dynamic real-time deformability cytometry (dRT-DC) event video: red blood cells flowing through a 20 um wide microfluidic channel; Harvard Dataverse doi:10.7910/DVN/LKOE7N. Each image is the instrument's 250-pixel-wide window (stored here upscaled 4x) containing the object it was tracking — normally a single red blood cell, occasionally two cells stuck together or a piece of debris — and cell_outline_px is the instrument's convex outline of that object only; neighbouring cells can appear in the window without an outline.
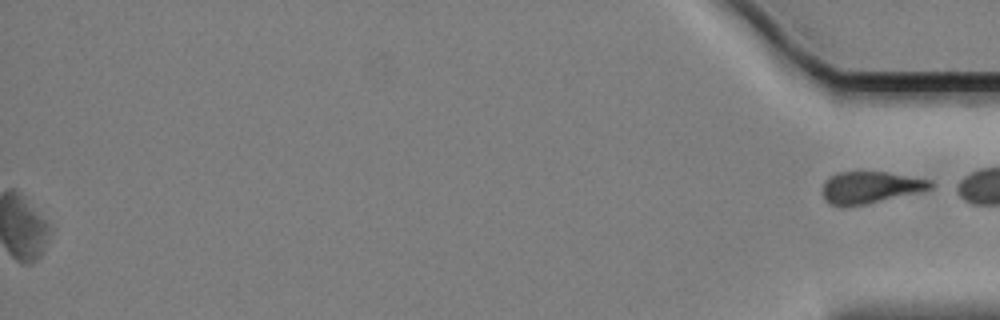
{"species": "Egyptian fruit bat (a non-hibernating species)", "species_latin": "Rousettus aegyptiacus", "temperature_condition": "cold", "stored_images_in_passage": 45, "segment_of_instrument_passage": [2, 2], "camera_frame_rate_fps": 3000, "um_per_image_px": 0.085, "animal": {"sex": "female"}, "frame": {"image": 1, "passage_image": 45, "time_ms": 14.667, "image_size_px": [1000, 320], "cell_outline_px": [[932, 188], [916, 192], [864, 204], [844, 208], [840, 208], [824, 200], [824, 180], [828, 176], [836, 172], [884, 172], [932, 180]], "centroid_in_image_um": [73.9, 15.93], "position_along_channel_um": 361.3, "area_um2": 19.83}}